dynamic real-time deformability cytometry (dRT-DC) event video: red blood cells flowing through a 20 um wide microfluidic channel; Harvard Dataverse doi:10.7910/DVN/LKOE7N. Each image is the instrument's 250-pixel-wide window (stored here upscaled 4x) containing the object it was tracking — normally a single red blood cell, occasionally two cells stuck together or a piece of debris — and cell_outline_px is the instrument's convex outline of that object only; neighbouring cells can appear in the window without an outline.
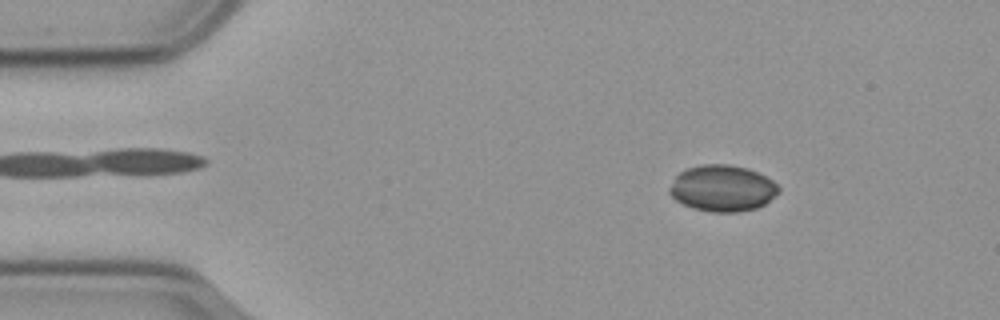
{"species": "common noctule bat (a hibernating species)", "species_latin": "Nyctalus noctula", "temperature_condition": "cold", "stored_images_in_passage": 57, "camera_frame_rate_fps": 3000, "um_per_image_px": 0.085, "animal": {"sex": "male", "body_mass_g": 23.1, "forearm_length_mm": 52.7}, "frame": {"image": 1, "passage_image": 8, "time_ms": 2.333, "image_size_px": [1000, 320], "cell_outline_px": [[780, 192], [764, 204], [756, 208], [740, 212], [712, 212], [692, 208], [676, 200], [668, 192], [668, 188], [676, 176], [680, 172], [688, 168], [704, 164], [728, 164], [748, 168], [772, 180], [780, 188]], "centroid_in_image_um": [61.4, 16.01], "position_along_channel_um": 23.6, "area_um2": 29.42}}
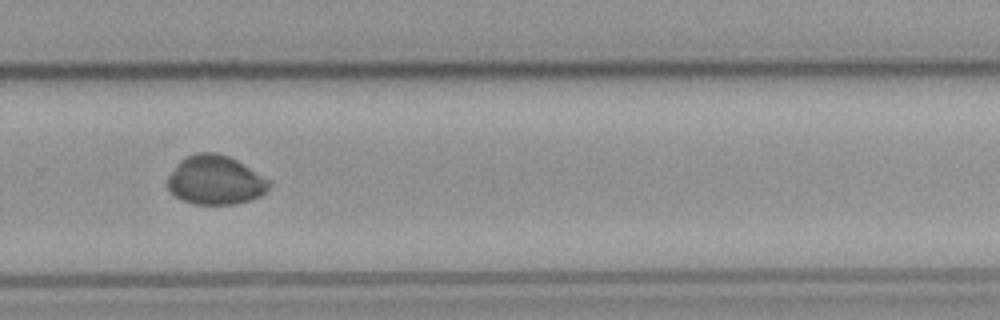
{"frame": {"image": 2, "passage_image": 38, "time_ms": 12.333, "image_size_px": [1000, 320], "cell_outline_px": [[272, 184], [260, 196], [236, 204], [192, 204], [180, 200], [168, 188], [168, 176], [176, 164], [184, 156], [200, 152], [216, 152], [228, 156], [244, 164], [272, 180]], "centroid_in_image_um": [18.31, 15.3], "position_along_channel_um": 311.5, "area_um2": 29.25}}
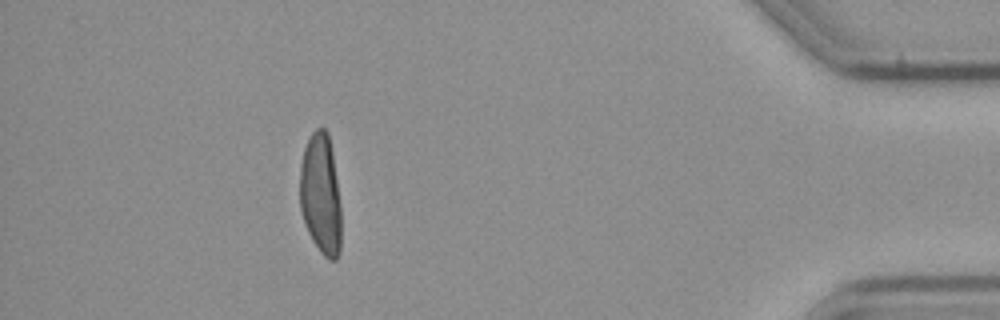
{"frame": {"image": 3, "passage_image": 51, "time_ms": 16.667, "image_size_px": [1000, 320], "cell_outline_px": [[340, 252], [336, 260], [328, 260], [320, 252], [312, 240], [304, 224], [300, 208], [300, 164], [304, 148], [312, 132], [316, 128], [324, 128], [328, 132], [332, 152], [340, 204]], "centroid_in_image_um": [27.24, 16.54], "position_along_channel_um": 408.0, "area_um2": 29.19}, "authors_computed_cell_mechanics": {"area_um2": 29.2468, "velocity_mm_per_s": 3.5795, "shape_relaxation_time_tau1_ms": null, "shape_relaxation_time_tau2_ms": 4.0681, "deformation_change_tau1": null, "deformation_change_tau2": 0.0368}}